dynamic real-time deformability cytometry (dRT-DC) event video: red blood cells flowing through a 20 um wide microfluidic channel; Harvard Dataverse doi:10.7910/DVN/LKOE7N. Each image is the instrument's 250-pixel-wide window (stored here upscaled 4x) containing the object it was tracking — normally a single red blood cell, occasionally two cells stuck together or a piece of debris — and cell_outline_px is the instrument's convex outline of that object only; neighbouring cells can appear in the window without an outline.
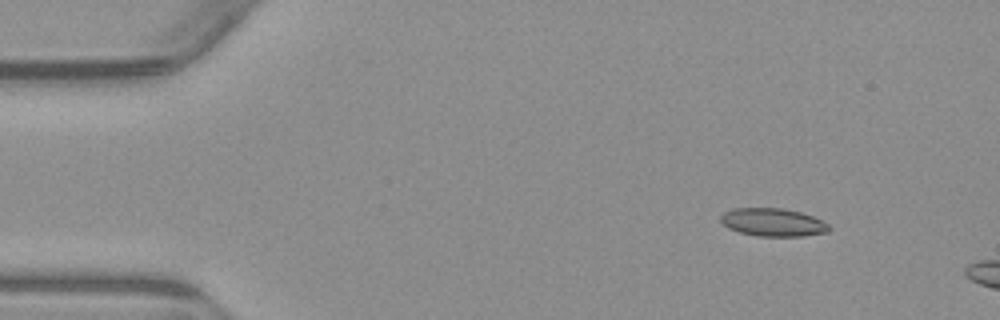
{"species": "common noctule bat (a hibernating species)", "species_latin": "Nyctalus noctula", "temperature_condition": "warm", "stored_images_in_passage": 4, "camera_frame_rate_fps": 3000, "um_per_image_px": 0.085, "animal": {"sex": "male", "body_mass_g": 23.1, "forearm_length_mm": 52.7}, "frame": {"image": 1, "passage_image": 2, "time_ms": 1.333, "image_size_px": [1000, 320], "cell_outline_px": [[832, 228], [828, 232], [804, 236], [756, 236], [740, 232], [728, 228], [720, 220], [720, 216], [724, 212], [732, 208], [784, 208], [800, 212], [812, 216], [828, 224]], "centroid_in_image_um": [65.7, 18.89], "position_along_channel_um": 19.3, "area_um2": 17.74}}